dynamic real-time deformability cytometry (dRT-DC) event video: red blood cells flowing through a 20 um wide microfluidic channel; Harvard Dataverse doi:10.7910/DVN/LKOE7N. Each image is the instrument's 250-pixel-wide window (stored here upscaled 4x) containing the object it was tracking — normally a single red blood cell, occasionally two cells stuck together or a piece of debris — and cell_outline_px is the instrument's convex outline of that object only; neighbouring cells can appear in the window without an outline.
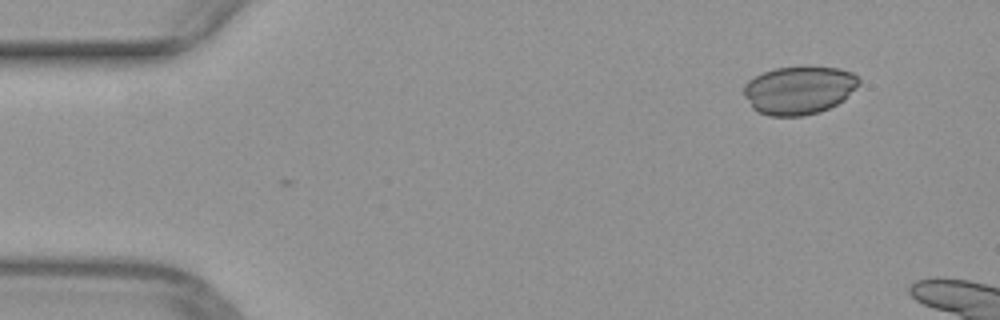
{"species": "common noctule bat (a hibernating species)", "species_latin": "Nyctalus noctula", "temperature_condition": "warm", "stored_images_in_passage": 3, "camera_frame_rate_fps": 3000, "um_per_image_px": 0.085, "animal": {"sex": "female", "body_mass_g": 29.2, "forearm_length_mm": 56.3}, "frame": {"image": 1, "passage_image": 3, "time_ms": 0.667, "image_size_px": [1000, 320], "cell_outline_px": [[860, 84], [844, 100], [820, 112], [804, 116], [768, 116], [756, 112], [752, 108], [744, 96], [744, 84], [748, 80], [764, 72], [776, 68], [804, 64], [808, 64], [840, 68], [852, 72], [860, 80]], "centroid_in_image_um": [67.92, 7.63], "position_along_channel_um": 17.1, "area_um2": 33.18}}